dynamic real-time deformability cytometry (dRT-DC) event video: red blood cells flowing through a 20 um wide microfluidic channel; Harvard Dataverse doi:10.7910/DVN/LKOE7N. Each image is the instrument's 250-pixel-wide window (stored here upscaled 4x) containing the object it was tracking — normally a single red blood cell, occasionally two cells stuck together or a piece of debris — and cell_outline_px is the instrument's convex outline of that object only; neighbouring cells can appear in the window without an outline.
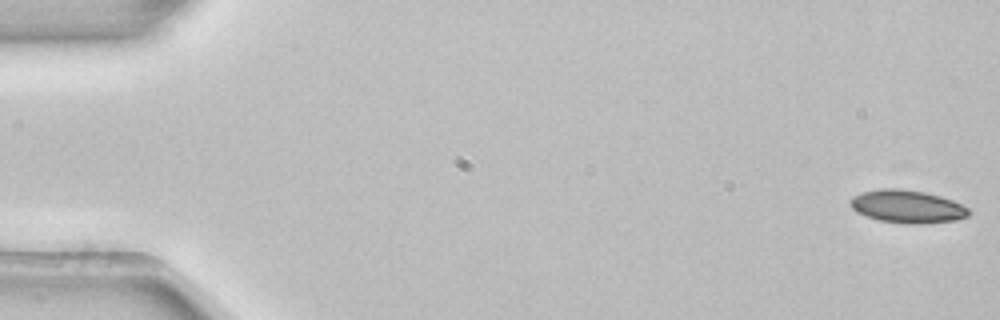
{"species": "common noctule bat (a hibernating species)", "species_latin": "Nyctalus noctula", "temperature_condition": "room temperature", "stored_images_in_passage": 4, "camera_frame_rate_fps": 3000, "um_per_image_px": 0.085, "animal": {"sex": "female", "body_mass_g": 22.7, "forearm_length_mm": 54.2}, "frame": {"image": 1, "passage_image": 1, "time_ms": 0.0, "image_size_px": [1000, 320], "cell_outline_px": [[972, 212], [968, 216], [956, 220], [920, 224], [908, 224], [880, 220], [856, 212], [852, 208], [848, 200], [852, 196], [864, 192], [880, 188], [900, 188], [924, 192], [940, 196], [952, 200], [968, 208]], "centroid_in_image_um": [77.11, 17.55], "position_along_channel_um": 7.9, "area_um2": 22.72}}
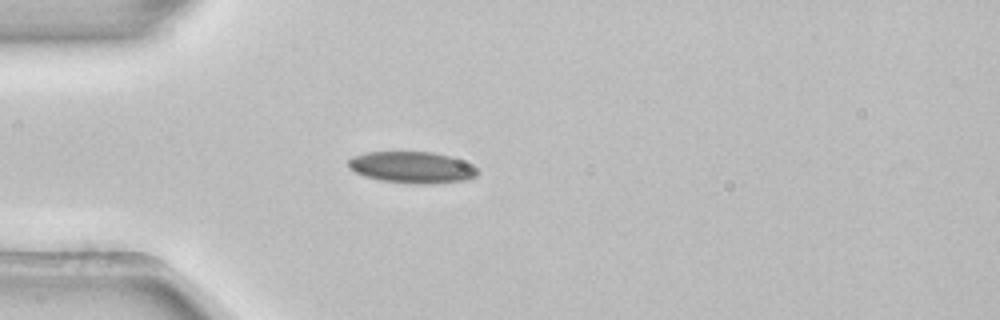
{"frame": {"image": 2, "passage_image": 4, "time_ms": 1.0, "image_size_px": [1000, 320], "cell_outline_px": [[480, 172], [476, 176], [464, 180], [432, 184], [416, 184], [380, 180], [364, 176], [348, 168], [348, 160], [352, 156], [368, 152], [432, 152], [448, 156], [472, 164]], "centroid_in_image_um": [35.01, 14.23], "position_along_channel_um": 50.0, "area_um2": 23.7}}